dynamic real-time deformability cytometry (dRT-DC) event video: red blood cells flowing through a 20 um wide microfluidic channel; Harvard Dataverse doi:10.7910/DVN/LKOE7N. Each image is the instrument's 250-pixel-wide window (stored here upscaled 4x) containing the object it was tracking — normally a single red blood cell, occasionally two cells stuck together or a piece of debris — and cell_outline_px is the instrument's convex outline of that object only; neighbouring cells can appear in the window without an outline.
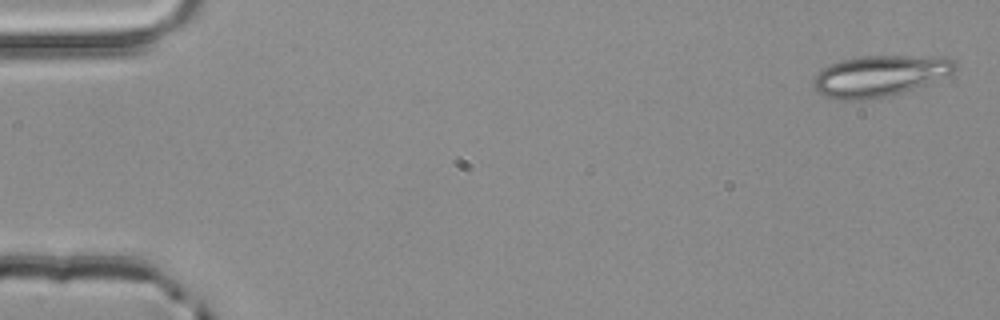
{"species": "common noctule bat (a hibernating species)", "species_latin": "Nyctalus noctula", "temperature_condition": "room temperature", "stored_images_in_passage": 4, "camera_frame_rate_fps": 3000, "um_per_image_px": 0.085, "animal": {"sex": "male", "body_mass_g": 20.4}, "frame": {"image": 1, "passage_image": 1, "time_ms": 0.0, "image_size_px": [1000, 320], "cell_outline_px": [[956, 72], [904, 92], [888, 96], [864, 100], [840, 100], [824, 96], [816, 92], [812, 84], [812, 80], [820, 68], [828, 64], [840, 60], [860, 56], [948, 56], [956, 60]], "centroid_in_image_um": [74.75, 6.44], "position_along_channel_um": 10.2, "area_um2": 34.51}}